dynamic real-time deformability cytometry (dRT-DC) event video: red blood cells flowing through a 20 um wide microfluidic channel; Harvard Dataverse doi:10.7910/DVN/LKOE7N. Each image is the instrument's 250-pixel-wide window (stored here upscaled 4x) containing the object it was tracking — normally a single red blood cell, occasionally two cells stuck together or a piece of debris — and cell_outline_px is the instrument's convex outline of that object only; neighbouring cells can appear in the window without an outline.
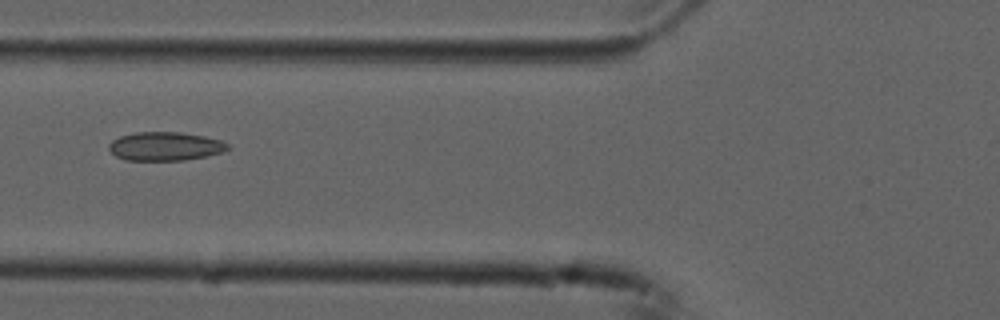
{"species": "common noctule bat (a hibernating species)", "species_latin": "Nyctalus noctula", "temperature_condition": "cold", "stored_images_in_passage": 8, "camera_frame_rate_fps": 3000, "um_per_image_px": 0.085, "animal": {"sex": "male", "forearm_length_mm": 52.5}, "frame": {"image": 1, "passage_image": 6, "time_ms": 1.667, "image_size_px": [1000, 320], "cell_outline_px": [[232, 148], [220, 152], [204, 156], [184, 160], [124, 160], [116, 156], [108, 148], [108, 144], [112, 140], [120, 136], [136, 132], [180, 132], [204, 136], [220, 140], [228, 144]], "centroid_in_image_um": [14.01, 12.43], "position_along_channel_um": 111.8, "area_um2": 19.77}}
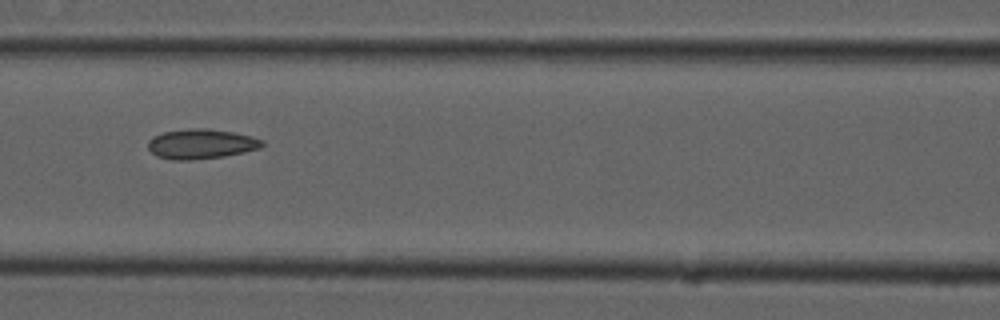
{"frame": {"image": 2, "passage_image": 7, "time_ms": 2.0, "image_size_px": [1000, 320], "cell_outline_px": [[264, 144], [260, 148], [244, 152], [224, 156], [192, 160], [172, 160], [156, 156], [148, 148], [148, 140], [152, 136], [164, 132], [188, 128], [208, 128], [232, 132], [252, 136], [264, 140]], "centroid_in_image_um": [17.08, 12.23], "position_along_channel_um": 149.5, "area_um2": 20.0}}
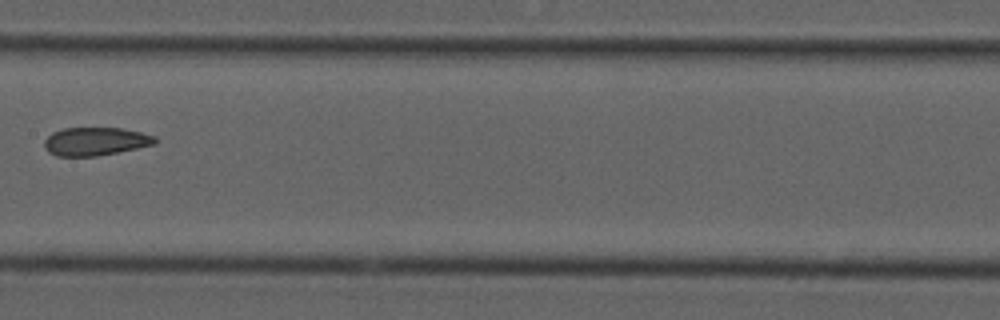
{"frame": {"image": 3, "passage_image": 8, "time_ms": 2.333, "image_size_px": [1000, 320], "cell_outline_px": [[156, 144], [96, 156], [56, 156], [48, 152], [44, 148], [44, 140], [52, 132], [64, 128], [120, 128], [140, 132], [156, 136]], "centroid_in_image_um": [8.08, 12.02], "position_along_channel_um": 199.3, "area_um2": 18.15}}